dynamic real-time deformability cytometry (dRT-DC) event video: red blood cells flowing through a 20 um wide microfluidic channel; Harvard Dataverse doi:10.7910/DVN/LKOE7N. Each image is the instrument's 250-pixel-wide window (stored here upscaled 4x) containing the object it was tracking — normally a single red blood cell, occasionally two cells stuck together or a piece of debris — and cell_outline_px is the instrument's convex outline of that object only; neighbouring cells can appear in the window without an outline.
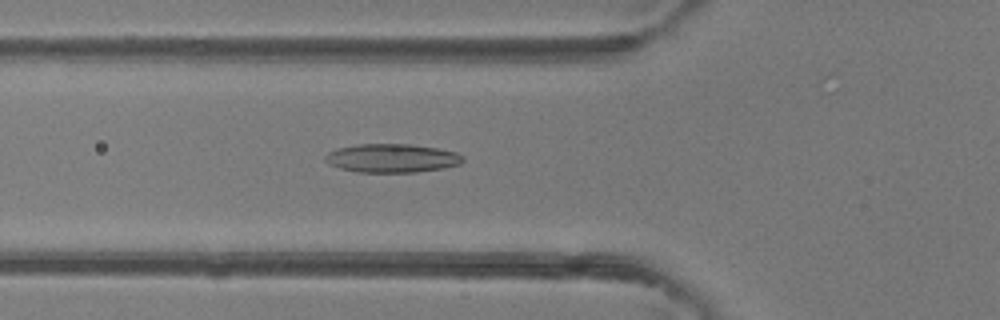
{"species": "common noctule bat (a hibernating species)", "species_latin": "Nyctalus noctula", "temperature_condition": "room temperature", "stored_images_in_passage": 30, "camera_frame_rate_fps": 3000, "um_per_image_px": 0.085, "animal": {"sex": "female"}, "frame": {"image": 1, "passage_image": 6, "time_ms": 1.667, "image_size_px": [1000, 320], "cell_outline_px": [[464, 160], [460, 164], [444, 168], [416, 172], [356, 172], [340, 168], [328, 164], [324, 160], [324, 156], [328, 152], [336, 148], [356, 144], [408, 144], [436, 148], [456, 152], [464, 156]], "centroid_in_image_um": [33.28, 13.44], "position_along_channel_um": 92.5, "area_um2": 23.12}}
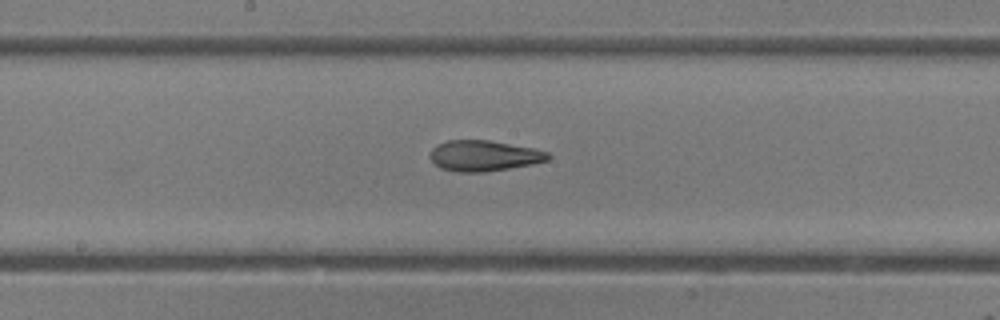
{"frame": {"image": 2, "passage_image": 14, "time_ms": 4.333, "image_size_px": [1000, 320], "cell_outline_px": [[552, 156], [548, 160], [532, 164], [484, 172], [456, 172], [440, 168], [428, 156], [432, 148], [436, 144], [448, 140], [488, 140], [532, 148], [548, 152]], "centroid_in_image_um": [41.1, 13.24], "position_along_channel_um": 207.1, "area_um2": 21.1}}
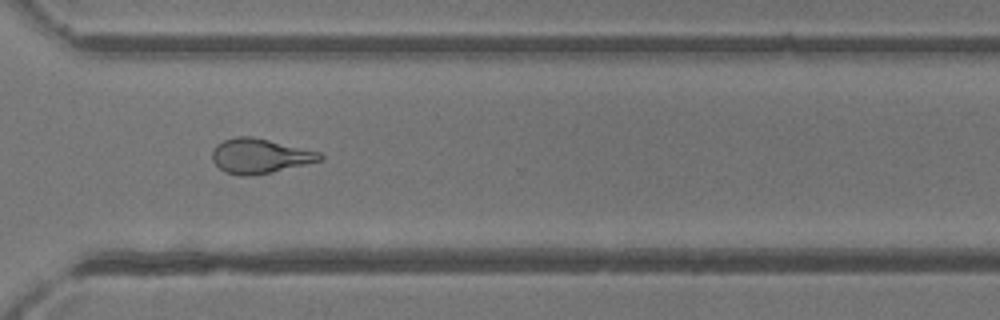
{"frame": {"image": 3, "passage_image": 24, "time_ms": 7.667, "image_size_px": [1000, 320], "cell_outline_px": [[324, 160], [272, 172], [248, 176], [240, 176], [224, 172], [212, 160], [212, 148], [216, 144], [224, 140], [236, 136], [252, 136], [320, 152], [324, 156]], "centroid_in_image_um": [22.08, 13.26], "position_along_channel_um": 348.5, "area_um2": 21.91}, "authors_computed_cell_mechanics": {"area_um2": 21.2415, "velocity_mm_per_s": 4.2536, "shape_relaxation_time_tau1_ms": null, "shape_relaxation_time_tau2_ms": 2.477, "deformation_change_tau1": null, "deformation_change_tau2": 0.1211}}